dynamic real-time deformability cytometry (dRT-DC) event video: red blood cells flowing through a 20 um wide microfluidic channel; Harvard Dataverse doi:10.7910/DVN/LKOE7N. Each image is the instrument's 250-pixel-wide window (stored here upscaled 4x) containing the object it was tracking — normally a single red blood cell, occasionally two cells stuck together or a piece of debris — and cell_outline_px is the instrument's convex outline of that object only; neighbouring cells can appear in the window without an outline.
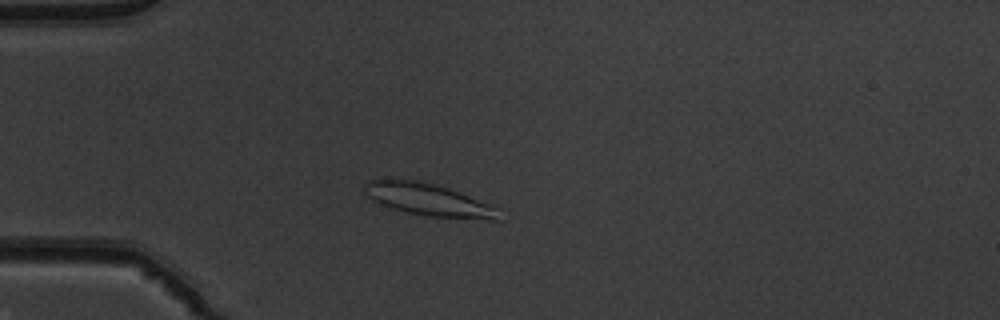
{"species": "common noctule bat (a hibernating species)", "species_latin": "Nyctalus noctula", "temperature_condition": "warm", "stored_images_in_passage": 47, "camera_frame_rate_fps": 3000, "um_per_image_px": 0.085, "animal": {"sex": "male", "body_mass_g": 19.5, "forearm_length_mm": 54.6}, "frame": {"image": 1, "passage_image": 10, "time_ms": 3.0, "image_size_px": [1000, 320], "cell_outline_px": [[500, 220], [488, 220], [428, 216], [408, 212], [392, 208], [372, 200], [368, 196], [364, 188], [364, 184], [368, 180], [384, 176], [388, 176], [416, 180], [448, 188], [460, 192], [492, 204], [500, 208]], "centroid_in_image_um": [36.42, 16.94], "position_along_channel_um": 48.6, "area_um2": 25.89}}
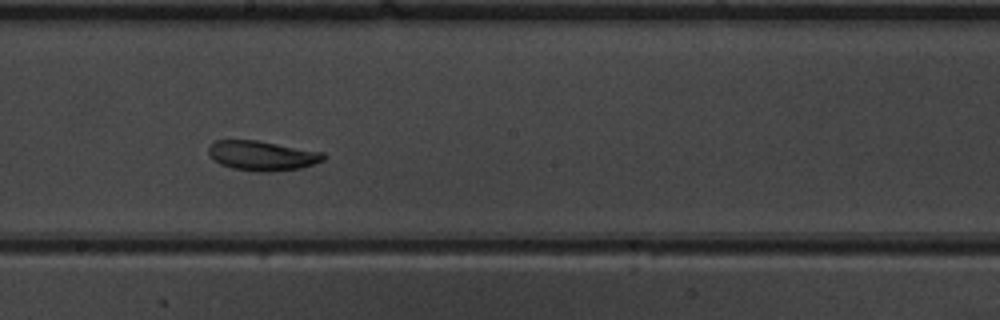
{"frame": {"image": 2, "passage_image": 25, "time_ms": 8.0, "image_size_px": [1000, 320], "cell_outline_px": [[324, 160], [300, 168], [268, 172], [260, 172], [232, 168], [220, 164], [208, 152], [208, 148], [216, 140], [256, 140], [324, 152]], "centroid_in_image_um": [22.29, 13.23], "position_along_channel_um": 225.9, "area_um2": 19.65}}
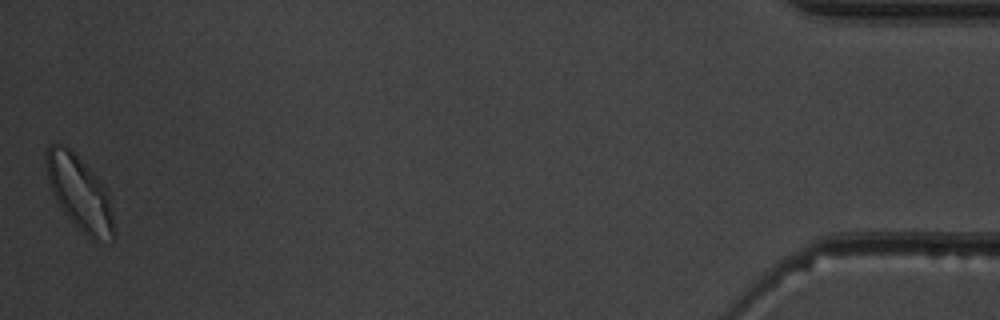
{"frame": {"image": 3, "passage_image": 47, "time_ms": 15.333, "image_size_px": [1000, 320], "cell_outline_px": [[116, 236], [112, 240], [92, 240], [64, 212], [56, 200], [52, 192], [48, 180], [44, 160], [44, 152], [48, 144], [64, 144], [100, 180], [108, 196], [112, 212]], "centroid_in_image_um": [6.74, 16.39], "position_along_channel_um": 428.5, "area_um2": 28.84}, "authors_computed_cell_mechanics": {"area_um2": 20.5768, "velocity_mm_per_s": 3.9334, "shape_relaxation_time_tau1_ms": 5.2956, "shape_relaxation_time_tau2_ms": 2.6254, "deformation_change_tau1": 0.1268, "deformation_change_tau2": 0.0701}}